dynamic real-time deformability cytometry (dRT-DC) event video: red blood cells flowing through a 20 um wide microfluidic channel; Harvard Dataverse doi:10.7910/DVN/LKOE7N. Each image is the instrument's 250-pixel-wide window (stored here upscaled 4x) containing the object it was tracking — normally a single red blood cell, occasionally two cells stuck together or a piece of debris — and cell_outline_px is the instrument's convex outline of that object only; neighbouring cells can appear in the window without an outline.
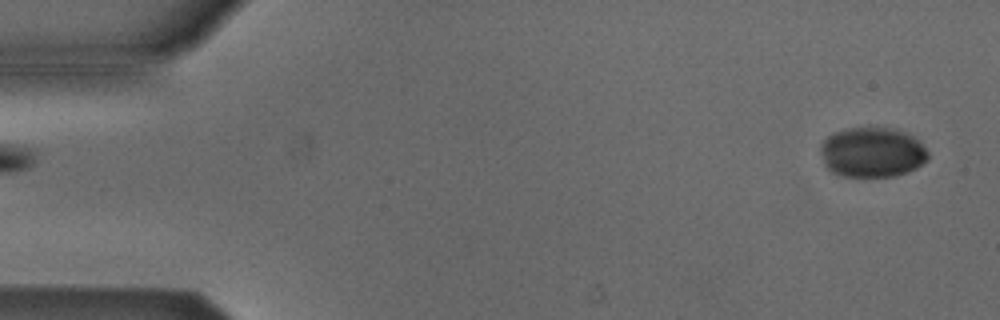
{"species": "Egyptian fruit bat (a non-hibernating species)", "species_latin": "Rousettus aegyptiacus", "temperature_condition": "cold", "stored_images_in_passage": 5, "segment_of_instrument_passage": [2, 2], "camera_frame_rate_fps": 3000, "um_per_image_px": 0.085, "animal": {"sex": "male"}, "frame": {"image": 1, "passage_image": 5, "time_ms": 5.0, "image_size_px": [1000, 320], "cell_outline_px": [[928, 160], [916, 168], [908, 172], [896, 176], [844, 176], [832, 172], [824, 164], [820, 152], [820, 144], [828, 136], [836, 132], [848, 128], [896, 128], [912, 136], [928, 152]], "centroid_in_image_um": [74.12, 12.95], "position_along_channel_um": 10.9, "area_um2": 31.21}}